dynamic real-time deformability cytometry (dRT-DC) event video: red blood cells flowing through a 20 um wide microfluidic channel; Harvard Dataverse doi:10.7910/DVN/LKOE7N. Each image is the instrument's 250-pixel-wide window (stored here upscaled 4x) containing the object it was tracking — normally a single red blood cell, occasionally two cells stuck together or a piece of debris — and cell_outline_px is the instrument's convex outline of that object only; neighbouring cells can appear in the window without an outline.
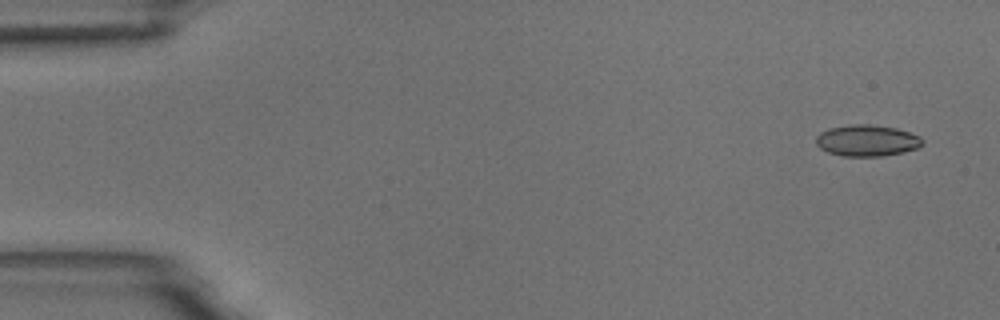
{"species": "common noctule bat (a hibernating species)", "species_latin": "Nyctalus noctula", "temperature_condition": "room temperature", "stored_images_in_passage": 4, "camera_frame_rate_fps": 3000, "um_per_image_px": 0.085, "animal": {"sex": "male", "body_mass_g": 18.8}, "frame": {"image": 1, "passage_image": 1, "time_ms": 0.0, "image_size_px": [1000, 320], "cell_outline_px": [[924, 144], [916, 148], [904, 152], [884, 156], [844, 156], [828, 152], [820, 148], [816, 144], [816, 136], [820, 132], [828, 128], [852, 124], [868, 124], [896, 128], [920, 136], [924, 140]], "centroid_in_image_um": [73.69, 11.94], "position_along_channel_um": 11.3, "area_um2": 19.54}}
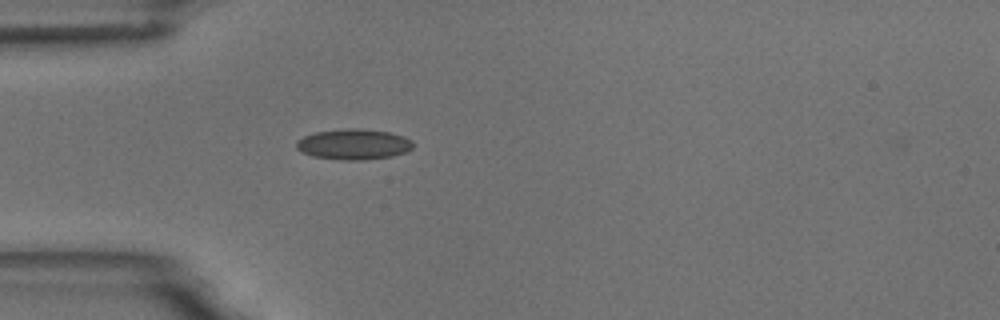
{"frame": {"image": 2, "passage_image": 4, "time_ms": 4.333, "image_size_px": [1000, 320], "cell_outline_px": [[412, 148], [408, 152], [392, 156], [364, 160], [344, 160], [312, 156], [300, 152], [296, 148], [296, 140], [304, 136], [316, 132], [352, 128], [356, 128], [388, 132], [404, 136], [412, 140]], "centroid_in_image_um": [30.06, 12.27], "position_along_channel_um": 54.9, "area_um2": 20.81}}